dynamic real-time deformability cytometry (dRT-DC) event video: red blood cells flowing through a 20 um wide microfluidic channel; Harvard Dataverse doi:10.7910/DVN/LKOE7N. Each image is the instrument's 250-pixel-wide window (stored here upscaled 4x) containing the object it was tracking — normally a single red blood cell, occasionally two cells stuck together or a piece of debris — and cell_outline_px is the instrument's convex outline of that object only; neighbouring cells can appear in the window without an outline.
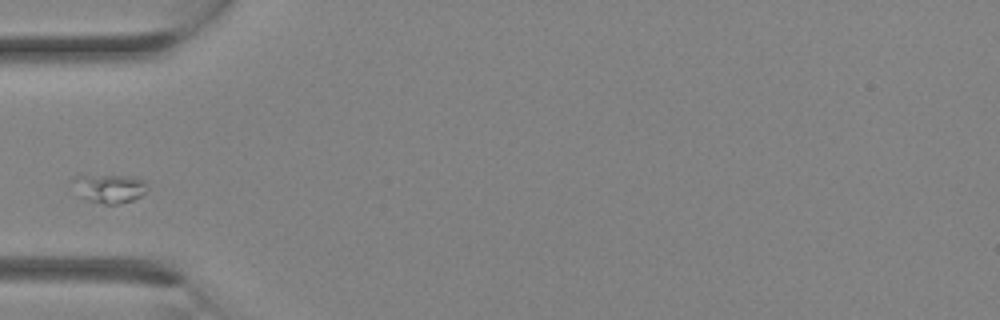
{"species": "Egyptian fruit bat (a non-hibernating species)", "species_latin": "Rousettus aegyptiacus", "temperature_condition": "room temperature", "stored_images_in_passage": 20, "camera_frame_rate_fps": 3000, "um_per_image_px": 0.085, "animal": {"sex": "female"}, "frame": {"image": 1, "passage_image": 1, "time_ms": 0.0, "image_size_px": [1000, 320], "cell_outline_px": [[148, 188], [140, 196], [132, 200], [116, 204], [104, 204], [88, 200], [84, 196], [72, 180], [72, 176], [80, 172], [132, 176], [144, 180]], "centroid_in_image_um": [9.28, 15.93], "position_along_channel_um": 75.7, "area_um2": 12.77}}
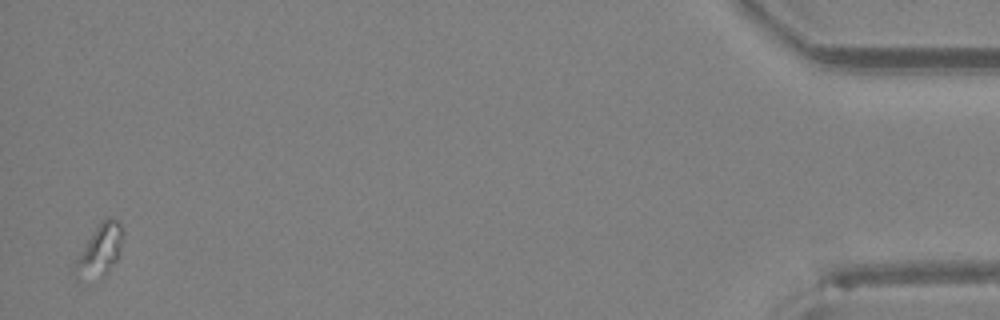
{"frame": {"image": 2, "passage_image": 20, "time_ms": 6.333, "image_size_px": [1000, 320], "cell_outline_px": [[124, 232], [116, 260], [104, 276], [76, 280], [72, 260], [100, 220], [116, 220], [120, 224]], "centroid_in_image_um": [8.39, 21.3], "position_along_channel_um": 426.8, "area_um2": 14.51}}